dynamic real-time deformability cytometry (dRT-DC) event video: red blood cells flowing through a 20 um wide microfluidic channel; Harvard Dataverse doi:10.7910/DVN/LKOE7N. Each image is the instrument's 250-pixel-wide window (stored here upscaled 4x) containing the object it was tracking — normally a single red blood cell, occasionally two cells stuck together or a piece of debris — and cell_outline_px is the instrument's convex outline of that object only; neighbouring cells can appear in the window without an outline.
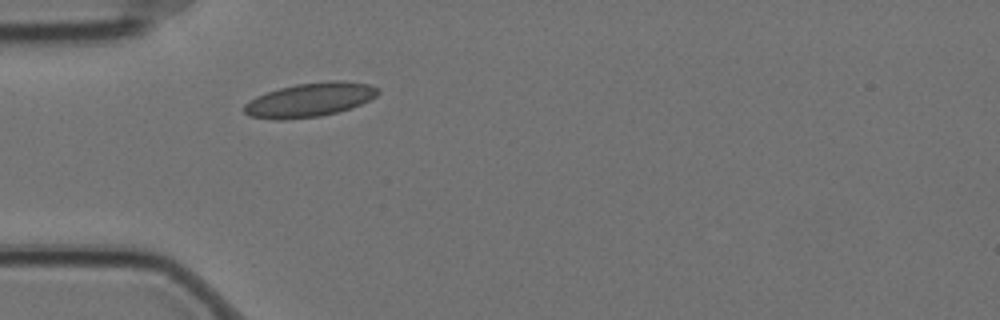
{"species": "Egyptian fruit bat (a non-hibernating species)", "species_latin": "Rousettus aegyptiacus", "temperature_condition": "cold", "stored_images_in_passage": 1, "camera_frame_rate_fps": 3000, "um_per_image_px": 0.085, "animal": {"sex": "female"}, "frame": {"image": 1, "passage_image": 1, "time_ms": 0.0, "image_size_px": [1000, 320], "cell_outline_px": [[380, 92], [376, 96], [352, 108], [320, 116], [284, 120], [272, 120], [248, 116], [244, 112], [244, 104], [256, 96], [280, 88], [296, 84], [328, 80], [340, 80], [368, 84], [380, 88]], "centroid_in_image_um": [26.32, 8.49], "position_along_channel_um": 58.7, "area_um2": 26.65}}